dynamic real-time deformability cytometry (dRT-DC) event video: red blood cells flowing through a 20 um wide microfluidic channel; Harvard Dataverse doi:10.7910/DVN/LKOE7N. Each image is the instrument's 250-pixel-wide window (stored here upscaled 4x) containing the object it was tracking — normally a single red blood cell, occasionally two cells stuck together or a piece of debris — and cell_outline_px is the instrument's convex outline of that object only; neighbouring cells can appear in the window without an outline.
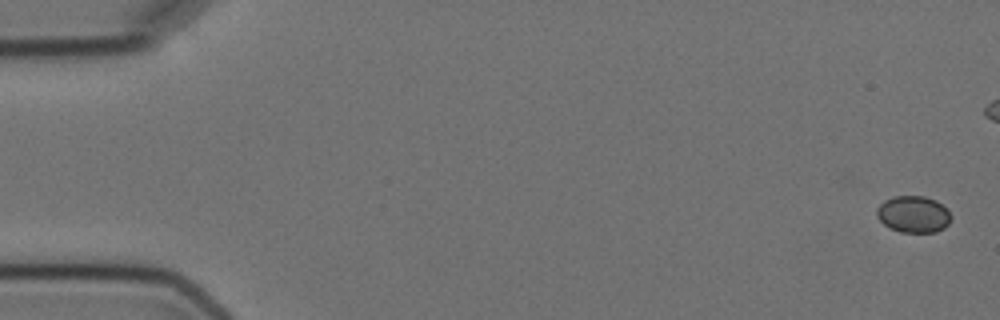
{"species": "Egyptian fruit bat (a non-hibernating species)", "species_latin": "Rousettus aegyptiacus", "temperature_condition": "cold", "stored_images_in_passage": 11, "segment_of_instrument_passage": [1, 2], "camera_frame_rate_fps": 3000, "um_per_image_px": 0.085, "animal": {"sex": "female"}, "frame": {"image": 1, "passage_image": 1, "time_ms": 0.0, "image_size_px": [1000, 320], "cell_outline_px": [[952, 216], [948, 224], [944, 228], [936, 232], [900, 232], [888, 228], [876, 216], [876, 208], [884, 200], [892, 196], [924, 196], [936, 200], [948, 208]], "centroid_in_image_um": [77.64, 18.21], "position_along_channel_um": 7.4, "area_um2": 16.18}}
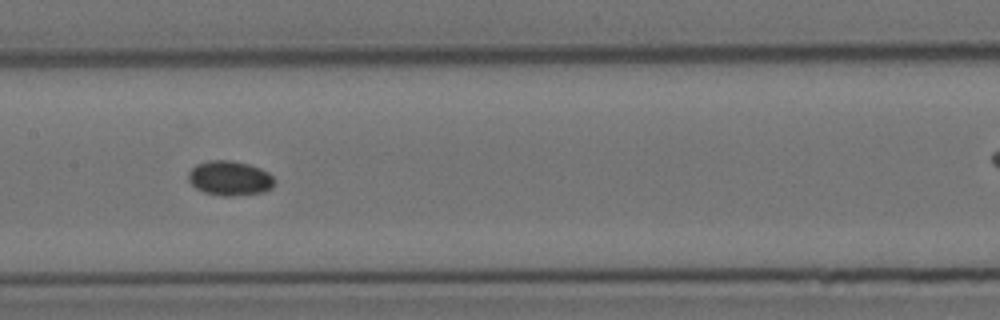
{"frame": {"image": 2, "passage_image": 8, "time_ms": 9.0, "image_size_px": [1000, 320], "cell_outline_px": [[276, 180], [272, 188], [264, 192], [232, 196], [220, 196], [204, 192], [196, 188], [188, 180], [188, 172], [196, 164], [208, 160], [232, 160], [248, 164], [260, 168], [268, 172]], "centroid_in_image_um": [19.53, 15.15], "position_along_channel_um": 187.9, "area_um2": 17.57}}
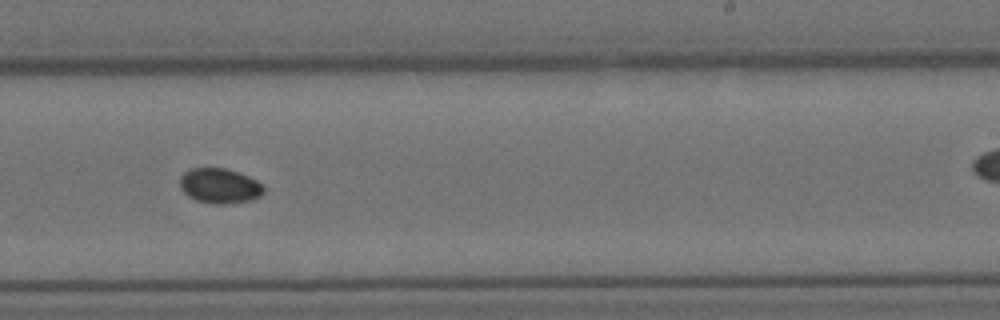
{"frame": {"image": 3, "passage_image": 10, "time_ms": 11.333, "image_size_px": [1000, 320], "cell_outline_px": [[264, 192], [260, 196], [252, 200], [224, 204], [212, 204], [196, 200], [188, 196], [180, 188], [180, 176], [184, 172], [192, 168], [224, 168], [240, 172], [256, 180], [264, 188]], "centroid_in_image_um": [18.66, 15.8], "position_along_channel_um": 270.3, "area_um2": 17.17}}